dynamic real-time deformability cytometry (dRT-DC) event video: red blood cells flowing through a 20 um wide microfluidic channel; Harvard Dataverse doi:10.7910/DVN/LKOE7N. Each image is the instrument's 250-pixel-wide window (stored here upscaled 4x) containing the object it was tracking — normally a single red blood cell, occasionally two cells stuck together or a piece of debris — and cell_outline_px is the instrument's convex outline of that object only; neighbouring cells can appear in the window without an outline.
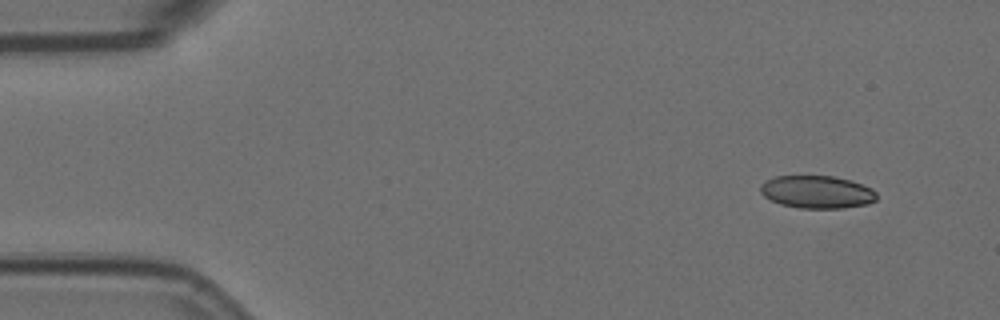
{"species": "Egyptian fruit bat (a non-hibernating species)", "species_latin": "Rousettus aegyptiacus", "temperature_condition": "room temperature", "stored_images_in_passage": 6, "camera_frame_rate_fps": 3000, "um_per_image_px": 0.085, "animal": {"sex": "female"}, "frame": {"image": 1, "passage_image": 1, "time_ms": 0.0, "image_size_px": [1000, 320], "cell_outline_px": [[876, 200], [868, 204], [844, 208], [800, 208], [780, 204], [764, 196], [760, 192], [760, 184], [776, 176], [832, 176], [852, 180], [872, 188], [876, 192]], "centroid_in_image_um": [69.47, 16.32], "position_along_channel_um": 15.5, "area_um2": 22.2}}
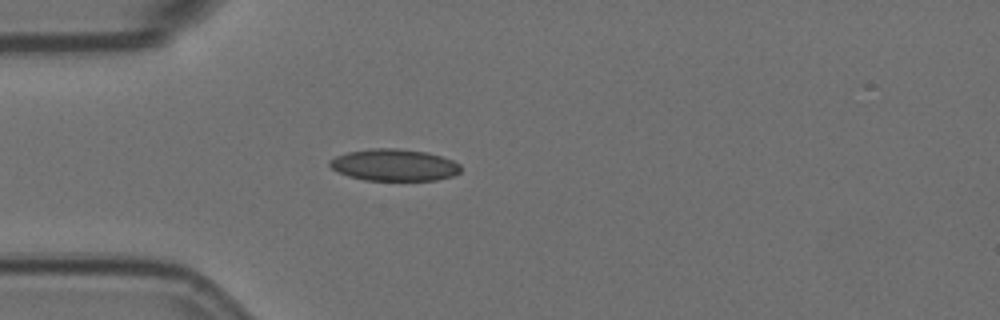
{"frame": {"image": 2, "passage_image": 4, "time_ms": 1.0, "image_size_px": [1000, 320], "cell_outline_px": [[460, 172], [452, 176], [436, 180], [364, 180], [348, 176], [336, 172], [328, 164], [328, 160], [336, 156], [348, 152], [372, 148], [396, 148], [428, 152], [452, 160], [460, 164]], "centroid_in_image_um": [33.47, 14.02], "position_along_channel_um": 51.5, "area_um2": 24.39}}